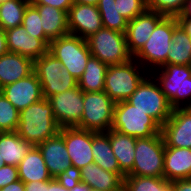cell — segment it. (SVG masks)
I'll use <instances>...</instances> for the list:
<instances>
[{"mask_svg": "<svg viewBox=\"0 0 191 191\" xmlns=\"http://www.w3.org/2000/svg\"><path fill=\"white\" fill-rule=\"evenodd\" d=\"M178 24L177 17H164L156 25L147 42L133 56L148 73L167 65L169 46L174 28Z\"/></svg>", "mask_w": 191, "mask_h": 191, "instance_id": "obj_3", "label": "cell"}, {"mask_svg": "<svg viewBox=\"0 0 191 191\" xmlns=\"http://www.w3.org/2000/svg\"><path fill=\"white\" fill-rule=\"evenodd\" d=\"M92 154L94 163L102 169L113 173H124L118 164L117 158L110 144V130L107 132L92 131Z\"/></svg>", "mask_w": 191, "mask_h": 191, "instance_id": "obj_26", "label": "cell"}, {"mask_svg": "<svg viewBox=\"0 0 191 191\" xmlns=\"http://www.w3.org/2000/svg\"><path fill=\"white\" fill-rule=\"evenodd\" d=\"M34 62L18 53L8 52L0 56V89L34 71Z\"/></svg>", "mask_w": 191, "mask_h": 191, "instance_id": "obj_22", "label": "cell"}, {"mask_svg": "<svg viewBox=\"0 0 191 191\" xmlns=\"http://www.w3.org/2000/svg\"><path fill=\"white\" fill-rule=\"evenodd\" d=\"M75 3L88 4L97 6L99 0H74Z\"/></svg>", "mask_w": 191, "mask_h": 191, "instance_id": "obj_48", "label": "cell"}, {"mask_svg": "<svg viewBox=\"0 0 191 191\" xmlns=\"http://www.w3.org/2000/svg\"><path fill=\"white\" fill-rule=\"evenodd\" d=\"M90 53L106 65L129 61L133 56L127 48L125 33L102 28L86 38Z\"/></svg>", "mask_w": 191, "mask_h": 191, "instance_id": "obj_9", "label": "cell"}, {"mask_svg": "<svg viewBox=\"0 0 191 191\" xmlns=\"http://www.w3.org/2000/svg\"><path fill=\"white\" fill-rule=\"evenodd\" d=\"M97 8L101 14L103 28L126 33L128 20L118 12L117 1L99 0Z\"/></svg>", "mask_w": 191, "mask_h": 191, "instance_id": "obj_32", "label": "cell"}, {"mask_svg": "<svg viewBox=\"0 0 191 191\" xmlns=\"http://www.w3.org/2000/svg\"><path fill=\"white\" fill-rule=\"evenodd\" d=\"M32 5H49L68 13L71 6L74 4V0H30Z\"/></svg>", "mask_w": 191, "mask_h": 191, "instance_id": "obj_39", "label": "cell"}, {"mask_svg": "<svg viewBox=\"0 0 191 191\" xmlns=\"http://www.w3.org/2000/svg\"><path fill=\"white\" fill-rule=\"evenodd\" d=\"M19 180L24 183L49 181L52 179L43 155L37 146H33L18 165Z\"/></svg>", "mask_w": 191, "mask_h": 191, "instance_id": "obj_24", "label": "cell"}, {"mask_svg": "<svg viewBox=\"0 0 191 191\" xmlns=\"http://www.w3.org/2000/svg\"><path fill=\"white\" fill-rule=\"evenodd\" d=\"M7 48L33 62L48 52V45L39 38L31 36L22 25L5 31Z\"/></svg>", "mask_w": 191, "mask_h": 191, "instance_id": "obj_18", "label": "cell"}, {"mask_svg": "<svg viewBox=\"0 0 191 191\" xmlns=\"http://www.w3.org/2000/svg\"><path fill=\"white\" fill-rule=\"evenodd\" d=\"M148 74V71L134 58L125 63L108 65L104 92L115 103L127 100Z\"/></svg>", "mask_w": 191, "mask_h": 191, "instance_id": "obj_4", "label": "cell"}, {"mask_svg": "<svg viewBox=\"0 0 191 191\" xmlns=\"http://www.w3.org/2000/svg\"><path fill=\"white\" fill-rule=\"evenodd\" d=\"M0 92L19 112L44 98L40 81L34 71L30 75L2 87Z\"/></svg>", "mask_w": 191, "mask_h": 191, "instance_id": "obj_15", "label": "cell"}, {"mask_svg": "<svg viewBox=\"0 0 191 191\" xmlns=\"http://www.w3.org/2000/svg\"><path fill=\"white\" fill-rule=\"evenodd\" d=\"M177 19H191V0H186L183 11Z\"/></svg>", "mask_w": 191, "mask_h": 191, "instance_id": "obj_45", "label": "cell"}, {"mask_svg": "<svg viewBox=\"0 0 191 191\" xmlns=\"http://www.w3.org/2000/svg\"><path fill=\"white\" fill-rule=\"evenodd\" d=\"M60 133L64 137L71 164L79 169L94 163L92 154V131L78 127H62Z\"/></svg>", "mask_w": 191, "mask_h": 191, "instance_id": "obj_14", "label": "cell"}, {"mask_svg": "<svg viewBox=\"0 0 191 191\" xmlns=\"http://www.w3.org/2000/svg\"><path fill=\"white\" fill-rule=\"evenodd\" d=\"M165 147L191 149V107L175 108L161 126Z\"/></svg>", "mask_w": 191, "mask_h": 191, "instance_id": "obj_13", "label": "cell"}, {"mask_svg": "<svg viewBox=\"0 0 191 191\" xmlns=\"http://www.w3.org/2000/svg\"><path fill=\"white\" fill-rule=\"evenodd\" d=\"M165 16L146 9L132 20L128 21L126 42L129 53L134 56L147 42L156 25Z\"/></svg>", "mask_w": 191, "mask_h": 191, "instance_id": "obj_17", "label": "cell"}, {"mask_svg": "<svg viewBox=\"0 0 191 191\" xmlns=\"http://www.w3.org/2000/svg\"><path fill=\"white\" fill-rule=\"evenodd\" d=\"M25 191H45V181L24 183Z\"/></svg>", "mask_w": 191, "mask_h": 191, "instance_id": "obj_42", "label": "cell"}, {"mask_svg": "<svg viewBox=\"0 0 191 191\" xmlns=\"http://www.w3.org/2000/svg\"><path fill=\"white\" fill-rule=\"evenodd\" d=\"M19 180L18 166L4 165L0 167V188Z\"/></svg>", "mask_w": 191, "mask_h": 191, "instance_id": "obj_38", "label": "cell"}, {"mask_svg": "<svg viewBox=\"0 0 191 191\" xmlns=\"http://www.w3.org/2000/svg\"><path fill=\"white\" fill-rule=\"evenodd\" d=\"M38 10L30 3L25 10L22 26L29 35L42 39L48 46L50 40L45 36Z\"/></svg>", "mask_w": 191, "mask_h": 191, "instance_id": "obj_34", "label": "cell"}, {"mask_svg": "<svg viewBox=\"0 0 191 191\" xmlns=\"http://www.w3.org/2000/svg\"><path fill=\"white\" fill-rule=\"evenodd\" d=\"M81 182L102 191H123L125 173H113L91 163L80 169Z\"/></svg>", "mask_w": 191, "mask_h": 191, "instance_id": "obj_20", "label": "cell"}, {"mask_svg": "<svg viewBox=\"0 0 191 191\" xmlns=\"http://www.w3.org/2000/svg\"><path fill=\"white\" fill-rule=\"evenodd\" d=\"M45 191H70V190L64 188L55 178H52L49 181H45Z\"/></svg>", "mask_w": 191, "mask_h": 191, "instance_id": "obj_41", "label": "cell"}, {"mask_svg": "<svg viewBox=\"0 0 191 191\" xmlns=\"http://www.w3.org/2000/svg\"><path fill=\"white\" fill-rule=\"evenodd\" d=\"M89 188L90 187L87 184L80 182L70 191H89Z\"/></svg>", "mask_w": 191, "mask_h": 191, "instance_id": "obj_47", "label": "cell"}, {"mask_svg": "<svg viewBox=\"0 0 191 191\" xmlns=\"http://www.w3.org/2000/svg\"><path fill=\"white\" fill-rule=\"evenodd\" d=\"M177 20L178 23L182 26V28L191 37V19H177Z\"/></svg>", "mask_w": 191, "mask_h": 191, "instance_id": "obj_46", "label": "cell"}, {"mask_svg": "<svg viewBox=\"0 0 191 191\" xmlns=\"http://www.w3.org/2000/svg\"><path fill=\"white\" fill-rule=\"evenodd\" d=\"M6 1H8V0H0V4H1V3H4V2H6Z\"/></svg>", "mask_w": 191, "mask_h": 191, "instance_id": "obj_51", "label": "cell"}, {"mask_svg": "<svg viewBox=\"0 0 191 191\" xmlns=\"http://www.w3.org/2000/svg\"><path fill=\"white\" fill-rule=\"evenodd\" d=\"M111 129L135 138H148L161 133V126L127 100L115 103Z\"/></svg>", "mask_w": 191, "mask_h": 191, "instance_id": "obj_5", "label": "cell"}, {"mask_svg": "<svg viewBox=\"0 0 191 191\" xmlns=\"http://www.w3.org/2000/svg\"><path fill=\"white\" fill-rule=\"evenodd\" d=\"M167 54V64L190 65L191 64V37L178 24L174 28L172 42Z\"/></svg>", "mask_w": 191, "mask_h": 191, "instance_id": "obj_29", "label": "cell"}, {"mask_svg": "<svg viewBox=\"0 0 191 191\" xmlns=\"http://www.w3.org/2000/svg\"><path fill=\"white\" fill-rule=\"evenodd\" d=\"M107 68L108 65L101 62L98 58L91 56L87 61L84 73L78 79V87L83 92L104 91Z\"/></svg>", "mask_w": 191, "mask_h": 191, "instance_id": "obj_28", "label": "cell"}, {"mask_svg": "<svg viewBox=\"0 0 191 191\" xmlns=\"http://www.w3.org/2000/svg\"><path fill=\"white\" fill-rule=\"evenodd\" d=\"M48 52L77 80L84 73L87 61L92 56L86 39L70 33L50 41Z\"/></svg>", "mask_w": 191, "mask_h": 191, "instance_id": "obj_7", "label": "cell"}, {"mask_svg": "<svg viewBox=\"0 0 191 191\" xmlns=\"http://www.w3.org/2000/svg\"><path fill=\"white\" fill-rule=\"evenodd\" d=\"M0 191H25L24 182L22 180L14 181L3 188H0Z\"/></svg>", "mask_w": 191, "mask_h": 191, "instance_id": "obj_43", "label": "cell"}, {"mask_svg": "<svg viewBox=\"0 0 191 191\" xmlns=\"http://www.w3.org/2000/svg\"><path fill=\"white\" fill-rule=\"evenodd\" d=\"M150 74L159 84L173 109L191 107L190 65L167 64Z\"/></svg>", "mask_w": 191, "mask_h": 191, "instance_id": "obj_2", "label": "cell"}, {"mask_svg": "<svg viewBox=\"0 0 191 191\" xmlns=\"http://www.w3.org/2000/svg\"><path fill=\"white\" fill-rule=\"evenodd\" d=\"M123 191H172V185L164 177L126 175Z\"/></svg>", "mask_w": 191, "mask_h": 191, "instance_id": "obj_31", "label": "cell"}, {"mask_svg": "<svg viewBox=\"0 0 191 191\" xmlns=\"http://www.w3.org/2000/svg\"><path fill=\"white\" fill-rule=\"evenodd\" d=\"M30 0H8L0 4V27L9 30L22 25Z\"/></svg>", "mask_w": 191, "mask_h": 191, "instance_id": "obj_30", "label": "cell"}, {"mask_svg": "<svg viewBox=\"0 0 191 191\" xmlns=\"http://www.w3.org/2000/svg\"><path fill=\"white\" fill-rule=\"evenodd\" d=\"M70 34L86 39L103 28L101 14L95 5L75 3L67 13Z\"/></svg>", "mask_w": 191, "mask_h": 191, "instance_id": "obj_16", "label": "cell"}, {"mask_svg": "<svg viewBox=\"0 0 191 191\" xmlns=\"http://www.w3.org/2000/svg\"><path fill=\"white\" fill-rule=\"evenodd\" d=\"M8 52L5 30L0 27V56Z\"/></svg>", "mask_w": 191, "mask_h": 191, "instance_id": "obj_44", "label": "cell"}, {"mask_svg": "<svg viewBox=\"0 0 191 191\" xmlns=\"http://www.w3.org/2000/svg\"><path fill=\"white\" fill-rule=\"evenodd\" d=\"M33 147L15 132H0V156L5 165L18 166Z\"/></svg>", "mask_w": 191, "mask_h": 191, "instance_id": "obj_25", "label": "cell"}, {"mask_svg": "<svg viewBox=\"0 0 191 191\" xmlns=\"http://www.w3.org/2000/svg\"><path fill=\"white\" fill-rule=\"evenodd\" d=\"M4 165H5V162H4V160H1V156H0V167L4 166Z\"/></svg>", "mask_w": 191, "mask_h": 191, "instance_id": "obj_49", "label": "cell"}, {"mask_svg": "<svg viewBox=\"0 0 191 191\" xmlns=\"http://www.w3.org/2000/svg\"><path fill=\"white\" fill-rule=\"evenodd\" d=\"M20 112L0 92V132H15L19 124Z\"/></svg>", "mask_w": 191, "mask_h": 191, "instance_id": "obj_33", "label": "cell"}, {"mask_svg": "<svg viewBox=\"0 0 191 191\" xmlns=\"http://www.w3.org/2000/svg\"><path fill=\"white\" fill-rule=\"evenodd\" d=\"M165 144L161 133L148 138H136L132 176L163 177Z\"/></svg>", "mask_w": 191, "mask_h": 191, "instance_id": "obj_8", "label": "cell"}, {"mask_svg": "<svg viewBox=\"0 0 191 191\" xmlns=\"http://www.w3.org/2000/svg\"><path fill=\"white\" fill-rule=\"evenodd\" d=\"M58 125L76 127L83 115V91L77 86L47 98Z\"/></svg>", "mask_w": 191, "mask_h": 191, "instance_id": "obj_12", "label": "cell"}, {"mask_svg": "<svg viewBox=\"0 0 191 191\" xmlns=\"http://www.w3.org/2000/svg\"><path fill=\"white\" fill-rule=\"evenodd\" d=\"M52 178L72 166L63 135L59 132L54 137L37 145Z\"/></svg>", "mask_w": 191, "mask_h": 191, "instance_id": "obj_19", "label": "cell"}, {"mask_svg": "<svg viewBox=\"0 0 191 191\" xmlns=\"http://www.w3.org/2000/svg\"><path fill=\"white\" fill-rule=\"evenodd\" d=\"M127 101L136 109L151 116L160 126L170 118L173 110L159 84L150 73L141 81Z\"/></svg>", "mask_w": 191, "mask_h": 191, "instance_id": "obj_6", "label": "cell"}, {"mask_svg": "<svg viewBox=\"0 0 191 191\" xmlns=\"http://www.w3.org/2000/svg\"><path fill=\"white\" fill-rule=\"evenodd\" d=\"M89 191H102V190H98V189H95V188H89Z\"/></svg>", "mask_w": 191, "mask_h": 191, "instance_id": "obj_50", "label": "cell"}, {"mask_svg": "<svg viewBox=\"0 0 191 191\" xmlns=\"http://www.w3.org/2000/svg\"><path fill=\"white\" fill-rule=\"evenodd\" d=\"M163 177L170 182L191 178V149L165 147Z\"/></svg>", "mask_w": 191, "mask_h": 191, "instance_id": "obj_21", "label": "cell"}, {"mask_svg": "<svg viewBox=\"0 0 191 191\" xmlns=\"http://www.w3.org/2000/svg\"><path fill=\"white\" fill-rule=\"evenodd\" d=\"M60 128L55 120L51 104L47 98H43L20 111L16 132L25 141L37 146L58 134Z\"/></svg>", "mask_w": 191, "mask_h": 191, "instance_id": "obj_1", "label": "cell"}, {"mask_svg": "<svg viewBox=\"0 0 191 191\" xmlns=\"http://www.w3.org/2000/svg\"><path fill=\"white\" fill-rule=\"evenodd\" d=\"M120 15L128 21L132 20L139 14H142L146 8V0H115Z\"/></svg>", "mask_w": 191, "mask_h": 191, "instance_id": "obj_36", "label": "cell"}, {"mask_svg": "<svg viewBox=\"0 0 191 191\" xmlns=\"http://www.w3.org/2000/svg\"><path fill=\"white\" fill-rule=\"evenodd\" d=\"M39 12L45 36L50 40L69 34L67 12L49 5H33Z\"/></svg>", "mask_w": 191, "mask_h": 191, "instance_id": "obj_23", "label": "cell"}, {"mask_svg": "<svg viewBox=\"0 0 191 191\" xmlns=\"http://www.w3.org/2000/svg\"><path fill=\"white\" fill-rule=\"evenodd\" d=\"M115 102L104 92H83V115L76 126L93 132H107L113 123Z\"/></svg>", "mask_w": 191, "mask_h": 191, "instance_id": "obj_11", "label": "cell"}, {"mask_svg": "<svg viewBox=\"0 0 191 191\" xmlns=\"http://www.w3.org/2000/svg\"><path fill=\"white\" fill-rule=\"evenodd\" d=\"M172 191H191V178L171 182Z\"/></svg>", "mask_w": 191, "mask_h": 191, "instance_id": "obj_40", "label": "cell"}, {"mask_svg": "<svg viewBox=\"0 0 191 191\" xmlns=\"http://www.w3.org/2000/svg\"><path fill=\"white\" fill-rule=\"evenodd\" d=\"M33 69L40 81L44 98L78 86V80L49 52L34 61Z\"/></svg>", "mask_w": 191, "mask_h": 191, "instance_id": "obj_10", "label": "cell"}, {"mask_svg": "<svg viewBox=\"0 0 191 191\" xmlns=\"http://www.w3.org/2000/svg\"><path fill=\"white\" fill-rule=\"evenodd\" d=\"M110 144L120 169L127 174L134 165L136 138L110 129Z\"/></svg>", "mask_w": 191, "mask_h": 191, "instance_id": "obj_27", "label": "cell"}, {"mask_svg": "<svg viewBox=\"0 0 191 191\" xmlns=\"http://www.w3.org/2000/svg\"><path fill=\"white\" fill-rule=\"evenodd\" d=\"M186 0H146V8L165 17H178Z\"/></svg>", "mask_w": 191, "mask_h": 191, "instance_id": "obj_35", "label": "cell"}, {"mask_svg": "<svg viewBox=\"0 0 191 191\" xmlns=\"http://www.w3.org/2000/svg\"><path fill=\"white\" fill-rule=\"evenodd\" d=\"M80 169L74 166H71L64 172L60 173L55 179L60 183L64 188L71 190L78 183L81 182Z\"/></svg>", "mask_w": 191, "mask_h": 191, "instance_id": "obj_37", "label": "cell"}]
</instances>
